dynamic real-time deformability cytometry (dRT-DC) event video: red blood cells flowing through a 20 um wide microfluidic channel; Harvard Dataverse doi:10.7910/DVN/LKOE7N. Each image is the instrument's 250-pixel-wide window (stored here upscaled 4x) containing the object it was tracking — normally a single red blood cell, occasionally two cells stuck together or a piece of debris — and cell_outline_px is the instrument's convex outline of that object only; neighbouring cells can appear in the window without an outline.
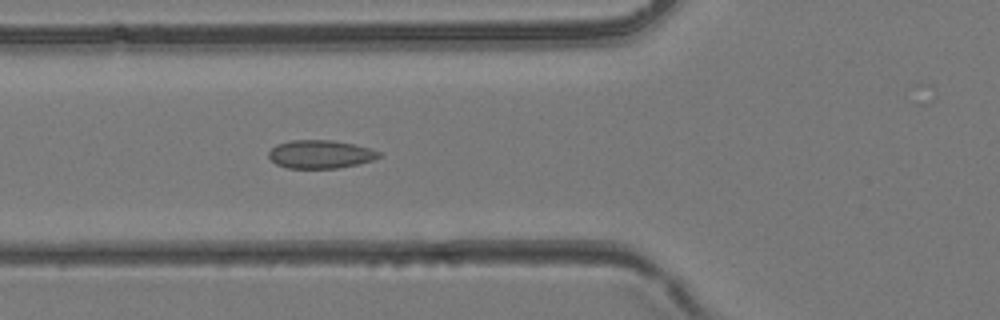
{"species": "common noctule bat (a hibernating species)", "species_latin": "Nyctalus noctula", "temperature_condition": "room temperature", "stored_images_in_passage": 44, "camera_frame_rate_fps": 3000, "um_per_image_px": 0.085, "animal": {"sex": "female", "body_mass_g": 24.6, "forearm_length_mm": 56.2}, "frame": {"image": 1, "passage_image": 17, "time_ms": 5.333, "image_size_px": [1000, 320], "cell_outline_px": [[380, 156], [372, 160], [356, 164], [336, 168], [288, 168], [276, 164], [268, 156], [268, 152], [276, 144], [292, 140], [332, 140], [372, 148], [380, 152]], "centroid_in_image_um": [27.21, 13.1], "position_along_channel_um": 98.6, "area_um2": 18.03}}
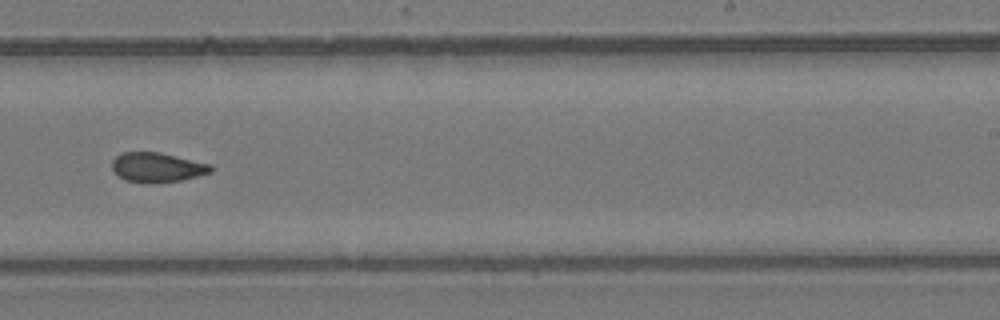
{"frame": {"image": 2, "passage_image": 28, "time_ms": 9.0, "image_size_px": [1000, 320], "cell_outline_px": [[216, 168], [212, 172], [180, 180], [156, 184], [152, 184], [124, 180], [112, 168], [112, 160], [120, 152], [160, 152], [212, 164]], "centroid_in_image_um": [13.39, 14.22], "position_along_channel_um": 275.6, "area_um2": 17.28}}
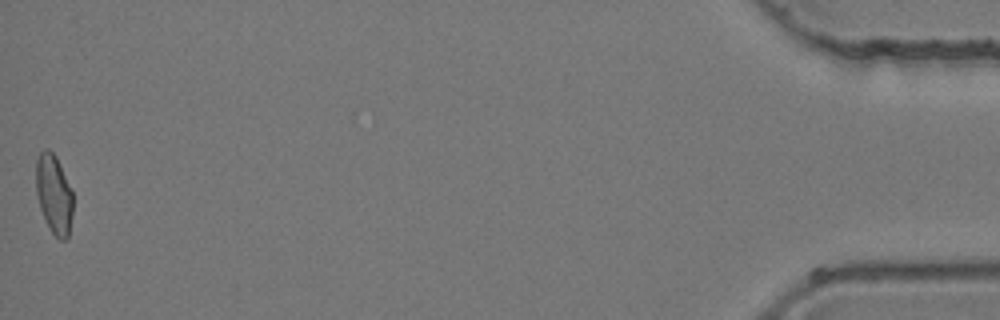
{"frame": {"image": 3, "passage_image": 44, "time_ms": 14.333, "image_size_px": [1000, 320], "cell_outline_px": [[72, 216], [68, 236], [64, 240], [60, 240], [52, 232], [40, 208], [36, 196], [36, 160], [40, 152], [44, 148], [48, 148], [56, 156], [72, 192]], "centroid_in_image_um": [4.57, 16.48], "position_along_channel_um": 430.6, "area_um2": 16.88}}